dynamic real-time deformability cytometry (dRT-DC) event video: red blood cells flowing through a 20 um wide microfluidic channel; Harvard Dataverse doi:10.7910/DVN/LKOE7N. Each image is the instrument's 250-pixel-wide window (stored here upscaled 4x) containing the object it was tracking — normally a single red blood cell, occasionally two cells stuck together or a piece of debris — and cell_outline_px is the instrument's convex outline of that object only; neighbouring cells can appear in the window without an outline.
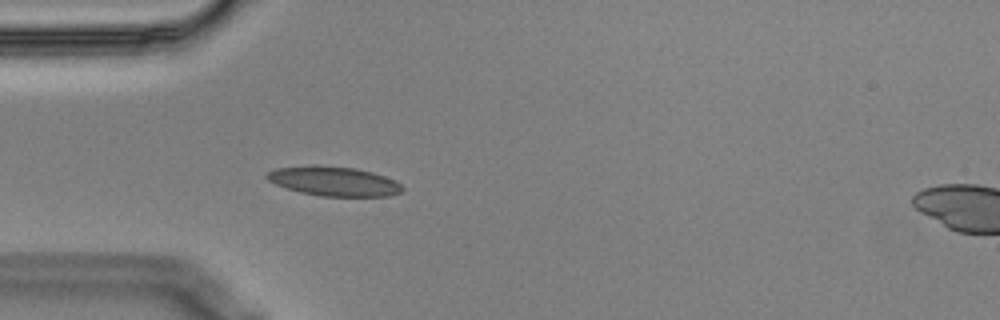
{"species": "Egyptian fruit bat (a non-hibernating species)", "species_latin": "Rousettus aegyptiacus", "temperature_condition": "cold", "stored_images_in_passage": 20, "camera_frame_rate_fps": 3000, "um_per_image_px": 0.085, "animal": {"sex": "male"}, "frame": {"image": 1, "passage_image": 6, "time_ms": 1.667, "image_size_px": [1000, 320], "cell_outline_px": [[404, 188], [400, 192], [388, 196], [320, 196], [300, 192], [276, 184], [268, 180], [264, 176], [268, 172], [276, 168], [312, 164], [316, 164], [356, 168], [372, 172], [396, 180]], "centroid_in_image_um": [28.36, 15.39], "position_along_channel_um": 56.6, "area_um2": 23.35}}
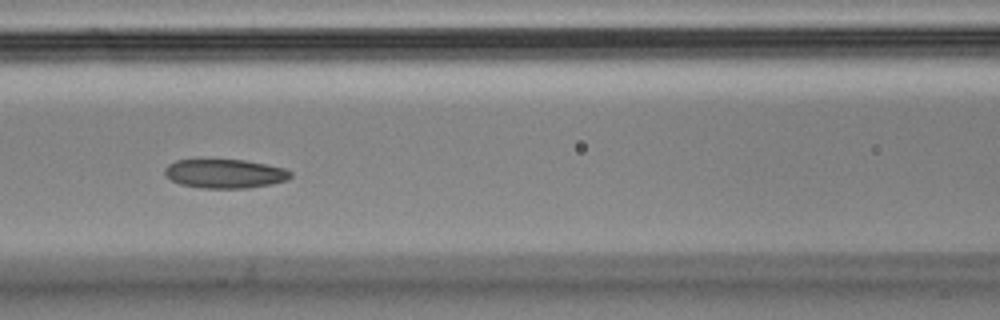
{"frame": {"image": 2, "passage_image": 14, "time_ms": 4.333, "image_size_px": [1000, 320], "cell_outline_px": [[292, 176], [288, 180], [248, 188], [200, 188], [180, 184], [172, 180], [164, 172], [164, 168], [168, 164], [176, 160], [244, 160], [284, 168], [292, 172]], "centroid_in_image_um": [19.11, 14.76], "position_along_channel_um": 147.5, "area_um2": 21.1}}
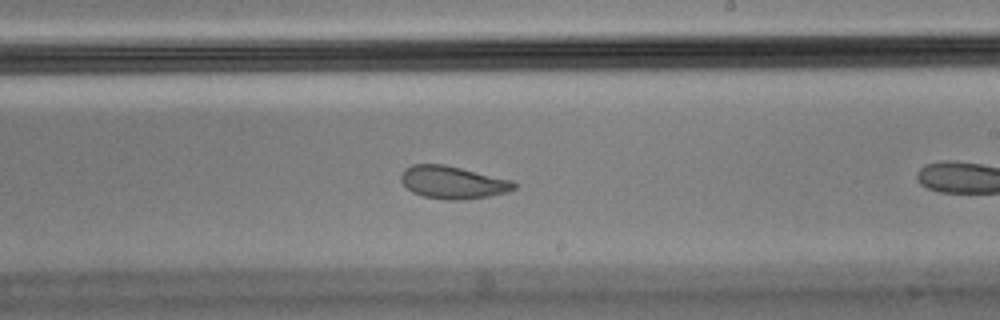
{"frame": {"image": 3, "passage_image": 19, "time_ms": 6.0, "image_size_px": [1000, 320], "cell_outline_px": [[516, 188], [508, 192], [488, 196], [464, 200], [448, 200], [424, 196], [412, 192], [400, 180], [400, 172], [404, 168], [412, 164], [444, 164], [512, 180], [516, 184]], "centroid_in_image_um": [38.47, 15.5], "position_along_channel_um": 250.5, "area_um2": 21.56}}